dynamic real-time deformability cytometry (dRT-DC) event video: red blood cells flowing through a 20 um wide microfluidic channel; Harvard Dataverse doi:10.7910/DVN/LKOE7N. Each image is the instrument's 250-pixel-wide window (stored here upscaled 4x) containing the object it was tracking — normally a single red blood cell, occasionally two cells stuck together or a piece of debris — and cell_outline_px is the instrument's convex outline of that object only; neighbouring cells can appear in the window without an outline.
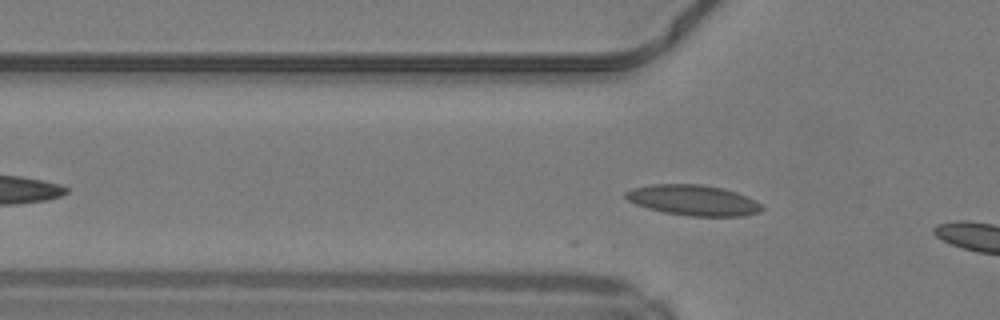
{"species": "common noctule bat (a hibernating species)", "species_latin": "Nyctalus noctula", "temperature_condition": "warm", "stored_images_in_passage": 5, "camera_frame_rate_fps": 3000, "um_per_image_px": 0.085, "animal": {"sex": "male", "body_mass_g": 19.2, "forearm_length_mm": 51.8}, "frame": {"image": 1, "passage_image": 5, "time_ms": 1.333, "image_size_px": [1000, 320], "cell_outline_px": [[764, 208], [760, 212], [744, 216], [688, 216], [664, 212], [648, 208], [636, 204], [628, 200], [624, 196], [624, 192], [632, 188], [652, 184], [704, 184], [724, 188], [748, 196], [756, 200]], "centroid_in_image_um": [58.95, 17.01], "position_along_channel_um": 66.9, "area_um2": 24.45}}